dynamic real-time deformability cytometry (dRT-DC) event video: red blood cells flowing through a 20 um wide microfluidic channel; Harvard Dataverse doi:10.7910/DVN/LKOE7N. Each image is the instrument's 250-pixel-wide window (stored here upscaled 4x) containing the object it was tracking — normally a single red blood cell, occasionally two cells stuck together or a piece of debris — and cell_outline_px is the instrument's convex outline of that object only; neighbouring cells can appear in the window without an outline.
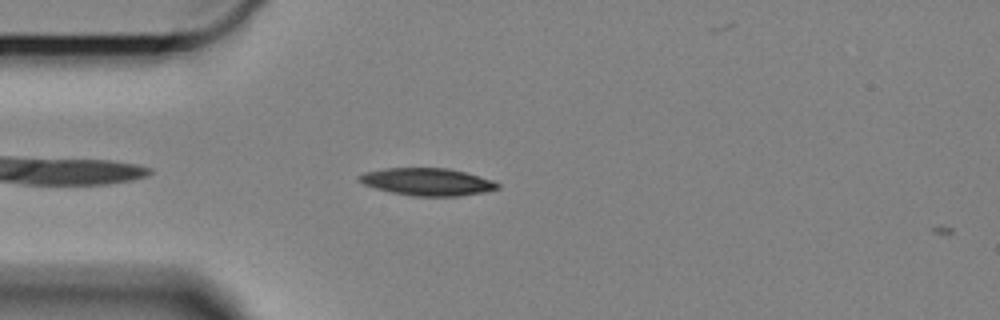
{"species": "Egyptian fruit bat (a non-hibernating species)", "species_latin": "Rousettus aegyptiacus", "temperature_condition": "cold", "stored_images_in_passage": 2, "camera_frame_rate_fps": 3000, "um_per_image_px": 0.085, "animal": {"sex": "female"}, "frame": {"image": 1, "passage_image": 1, "time_ms": 0.0, "image_size_px": [1000, 320], "cell_outline_px": [[500, 188], [484, 192], [460, 196], [412, 196], [388, 192], [364, 184], [356, 180], [356, 176], [364, 172], [384, 168], [448, 168], [464, 172], [492, 180], [500, 184]], "centroid_in_image_um": [36.28, 15.46], "position_along_channel_um": 48.7, "area_um2": 22.25}}